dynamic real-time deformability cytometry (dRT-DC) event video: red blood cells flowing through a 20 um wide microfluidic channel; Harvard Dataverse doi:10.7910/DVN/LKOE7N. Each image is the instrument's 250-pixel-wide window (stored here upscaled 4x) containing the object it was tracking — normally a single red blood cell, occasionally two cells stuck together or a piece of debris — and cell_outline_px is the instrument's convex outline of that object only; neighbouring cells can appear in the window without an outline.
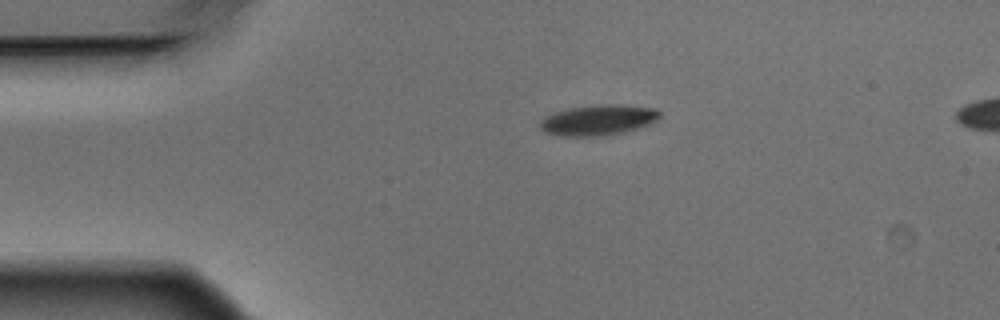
{"species": "Egyptian fruit bat (a non-hibernating species)", "species_latin": "Rousettus aegyptiacus", "temperature_condition": "warm", "stored_images_in_passage": 2, "camera_frame_rate_fps": 3000, "um_per_image_px": 0.085, "animal": {"sex": "male"}, "frame": {"image": 1, "passage_image": 1, "time_ms": 0.0, "image_size_px": [1000, 320], "cell_outline_px": [[660, 116], [656, 120], [648, 124], [624, 132], [604, 136], [560, 136], [544, 132], [540, 128], [540, 120], [544, 116], [568, 108], [604, 104], [620, 104], [660, 108]], "centroid_in_image_um": [50.85, 10.2], "position_along_channel_um": 34.1, "area_um2": 21.44}}